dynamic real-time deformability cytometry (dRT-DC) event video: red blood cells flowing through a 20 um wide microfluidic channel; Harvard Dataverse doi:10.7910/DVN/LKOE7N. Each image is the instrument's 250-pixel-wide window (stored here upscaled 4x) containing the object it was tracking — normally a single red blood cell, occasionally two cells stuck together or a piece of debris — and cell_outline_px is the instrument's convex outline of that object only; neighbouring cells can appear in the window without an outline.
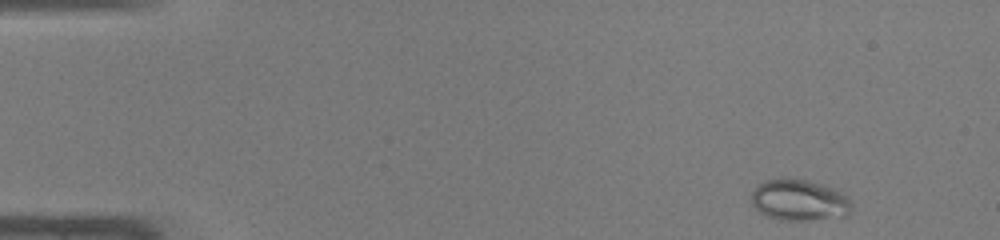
{"species": "common noctule bat (a hibernating species)", "species_latin": "Nyctalus noctula", "temperature_condition": "warm", "stored_images_in_passage": 45, "camera_frame_rate_fps": 3000, "um_per_image_px": 0.085, "animal": {"sex": "male", "body_mass_g": 19.0, "forearm_length_mm": 50.8}, "frame": {"image": 1, "passage_image": 2, "time_ms": 0.333, "image_size_px": [1000, 240], "cell_outline_px": [[848, 216], [804, 220], [780, 220], [768, 216], [760, 212], [752, 204], [752, 192], [760, 184], [768, 180], [780, 176], [808, 180], [832, 188], [848, 196]], "centroid_in_image_um": [67.89, 16.99], "position_along_channel_um": 17.1, "area_um2": 23.81}}
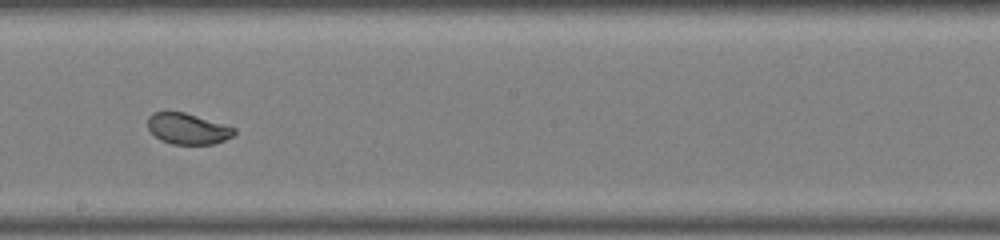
{"frame": {"image": 2, "passage_image": 25, "time_ms": 8.0, "image_size_px": [1000, 240], "cell_outline_px": [[236, 132], [232, 136], [224, 140], [212, 144], [172, 144], [160, 140], [148, 128], [148, 116], [152, 112], [184, 112], [236, 128]], "centroid_in_image_um": [15.94, 10.94], "position_along_channel_um": 232.3, "area_um2": 15.43}}
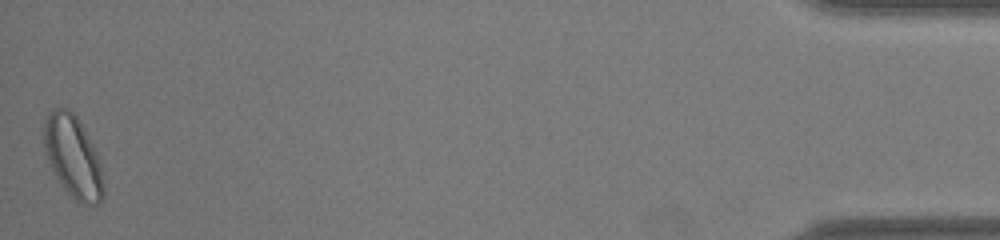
{"frame": {"image": 3, "passage_image": 45, "time_ms": 14.667, "image_size_px": [1000, 240], "cell_outline_px": [[104, 196], [100, 204], [80, 204], [64, 188], [52, 168], [44, 144], [44, 124], [48, 112], [56, 108], [64, 108], [72, 112], [76, 116], [96, 152], [100, 164], [104, 188]], "centroid_in_image_um": [6.23, 13.34], "position_along_channel_um": 429.0, "area_um2": 27.69}, "authors_computed_cell_mechanics": {"area_um2": 19.0162, "velocity_mm_per_s": 4.2722, "shape_relaxation_time_tau1_ms": 2.582, "shape_relaxation_time_tau2_ms": null, "deformation_change_tau1": 0.1033, "deformation_change_tau2": null}}